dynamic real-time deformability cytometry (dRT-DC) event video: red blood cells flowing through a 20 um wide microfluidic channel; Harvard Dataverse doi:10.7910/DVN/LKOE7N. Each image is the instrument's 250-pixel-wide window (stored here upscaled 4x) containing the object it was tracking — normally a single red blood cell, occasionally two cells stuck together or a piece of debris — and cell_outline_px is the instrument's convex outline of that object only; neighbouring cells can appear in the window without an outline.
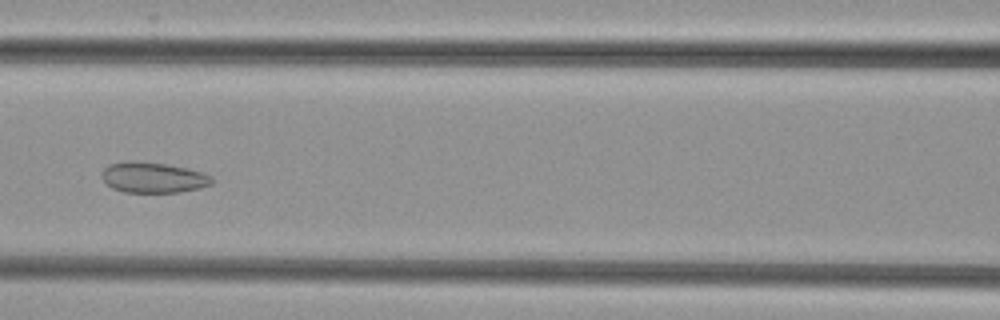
{"species": "common noctule bat (a hibernating species)", "species_latin": "Nyctalus noctula", "temperature_condition": "cold", "stored_images_in_passage": 5, "camera_frame_rate_fps": 3000, "um_per_image_px": 0.085, "animal": {"sex": "female", "body_mass_g": 29.2, "forearm_length_mm": 56.3}, "frame": {"image": 1, "passage_image": 5, "time_ms": 1.333, "image_size_px": [1000, 320], "cell_outline_px": [[212, 184], [200, 188], [180, 192], [124, 192], [112, 188], [100, 176], [100, 172], [108, 164], [164, 164], [188, 168], [204, 172], [212, 176]], "centroid_in_image_um": [13.08, 15.13], "position_along_channel_um": 153.5, "area_um2": 18.96}}